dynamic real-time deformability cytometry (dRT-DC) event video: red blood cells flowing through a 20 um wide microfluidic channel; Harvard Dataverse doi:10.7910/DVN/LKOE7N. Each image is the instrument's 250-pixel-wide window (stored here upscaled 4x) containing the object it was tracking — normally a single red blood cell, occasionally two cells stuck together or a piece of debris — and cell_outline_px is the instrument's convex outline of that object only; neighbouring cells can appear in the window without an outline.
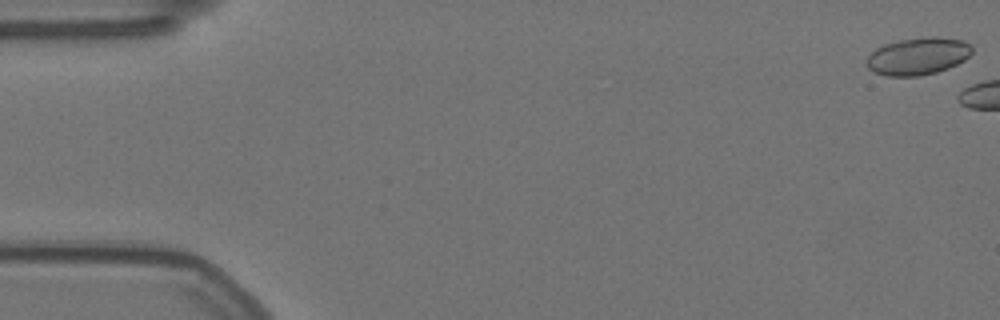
{"species": "Egyptian fruit bat (a non-hibernating species)", "species_latin": "Rousettus aegyptiacus", "temperature_condition": "warm", "stored_images_in_passage": 6, "camera_frame_rate_fps": 3000, "um_per_image_px": 0.085, "animal": {"sex": "female"}, "frame": {"image": 1, "passage_image": 1, "time_ms": 0.0, "image_size_px": [1000, 320], "cell_outline_px": [[972, 52], [964, 60], [948, 68], [936, 72], [920, 76], [888, 76], [872, 72], [868, 68], [864, 60], [876, 48], [884, 44], [900, 40], [928, 36], [936, 36], [964, 40], [972, 44]], "centroid_in_image_um": [78.02, 4.77], "position_along_channel_um": 7.0, "area_um2": 23.18}}